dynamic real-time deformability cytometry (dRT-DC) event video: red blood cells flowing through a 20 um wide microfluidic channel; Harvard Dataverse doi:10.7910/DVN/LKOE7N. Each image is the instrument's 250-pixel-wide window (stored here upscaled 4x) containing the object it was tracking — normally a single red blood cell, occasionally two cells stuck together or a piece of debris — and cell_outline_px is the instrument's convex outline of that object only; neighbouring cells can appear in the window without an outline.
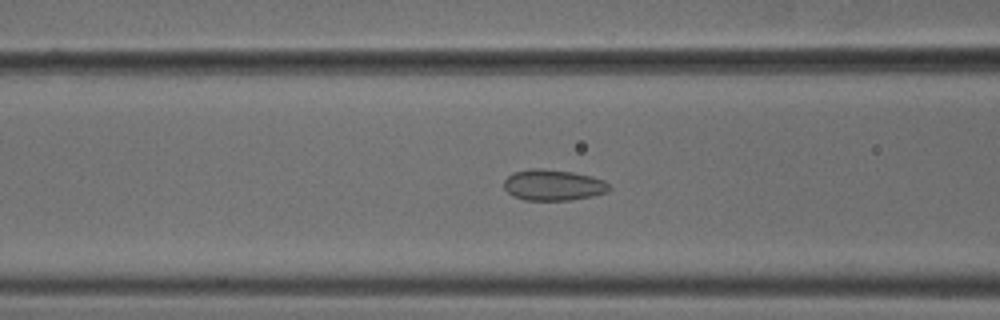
{"species": "common noctule bat (a hibernating species)", "species_latin": "Nyctalus noctula", "temperature_condition": "cold", "stored_images_in_passage": 53, "camera_frame_rate_fps": 3000, "um_per_image_px": 0.085, "animal": {"sex": "male", "body_mass_g": 18.8}, "frame": {"image": 1, "passage_image": 21, "time_ms": 6.667, "image_size_px": [1000, 320], "cell_outline_px": [[608, 192], [592, 196], [572, 200], [524, 200], [512, 196], [504, 188], [504, 180], [508, 176], [516, 172], [532, 168], [540, 168], [572, 172], [592, 176], [604, 180], [608, 184]], "centroid_in_image_um": [47.01, 15.73], "position_along_channel_um": 119.6, "area_um2": 18.96}}
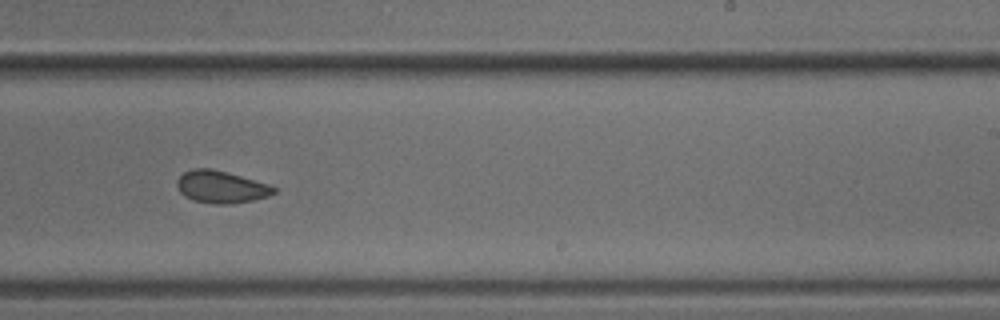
{"frame": {"image": 2, "passage_image": 33, "time_ms": 10.667, "image_size_px": [1000, 320], "cell_outline_px": [[276, 192], [268, 196], [252, 200], [228, 204], [212, 204], [192, 200], [184, 196], [180, 192], [176, 184], [176, 180], [184, 172], [192, 168], [212, 168], [272, 184], [276, 188]], "centroid_in_image_um": [18.8, 15.88], "position_along_channel_um": 270.2, "area_um2": 18.44}}
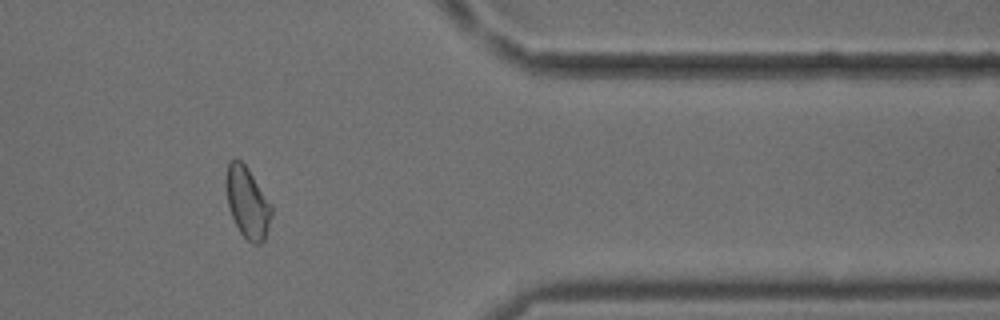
{"frame": {"image": 3, "passage_image": 44, "time_ms": 14.333, "image_size_px": [1000, 320], "cell_outline_px": [[272, 216], [264, 240], [260, 244], [252, 244], [240, 232], [232, 216], [228, 204], [228, 160], [240, 160], [248, 168], [272, 204]], "centroid_in_image_um": [21.09, 17.25], "position_along_channel_um": 390.3, "area_um2": 18.32}, "authors_computed_cell_mechanics": {"area_um2": 18.9584, "velocity_mm_per_s": 3.767, "shape_relaxation_time_tau1_ms": 11.3189, "shape_relaxation_time_tau2_ms": 1.5783, "deformation_change_tau1": 0.1016, "deformation_change_tau2": 0.0594}}